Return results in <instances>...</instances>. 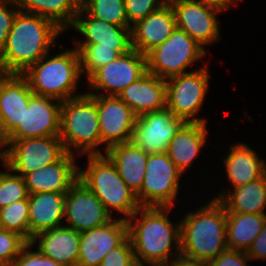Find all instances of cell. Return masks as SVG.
<instances>
[{
	"label": "cell",
	"instance_id": "cell-1",
	"mask_svg": "<svg viewBox=\"0 0 266 266\" xmlns=\"http://www.w3.org/2000/svg\"><path fill=\"white\" fill-rule=\"evenodd\" d=\"M172 210L174 207H140L127 220L138 266H164L181 255L180 220L171 221Z\"/></svg>",
	"mask_w": 266,
	"mask_h": 266
},
{
	"label": "cell",
	"instance_id": "cell-2",
	"mask_svg": "<svg viewBox=\"0 0 266 266\" xmlns=\"http://www.w3.org/2000/svg\"><path fill=\"white\" fill-rule=\"evenodd\" d=\"M62 33L64 31L50 19L19 11L0 53V73H24L44 55L55 50L53 45L60 43L58 37Z\"/></svg>",
	"mask_w": 266,
	"mask_h": 266
},
{
	"label": "cell",
	"instance_id": "cell-3",
	"mask_svg": "<svg viewBox=\"0 0 266 266\" xmlns=\"http://www.w3.org/2000/svg\"><path fill=\"white\" fill-rule=\"evenodd\" d=\"M180 219L181 255L207 262L228 249L226 241V210L223 204L209 197L196 210L182 213Z\"/></svg>",
	"mask_w": 266,
	"mask_h": 266
},
{
	"label": "cell",
	"instance_id": "cell-4",
	"mask_svg": "<svg viewBox=\"0 0 266 266\" xmlns=\"http://www.w3.org/2000/svg\"><path fill=\"white\" fill-rule=\"evenodd\" d=\"M60 47L62 52L53 55L52 51L49 52L22 75L27 79L33 94L52 97L62 102L81 96L85 91L77 92L82 78L78 51L75 48H64L59 43Z\"/></svg>",
	"mask_w": 266,
	"mask_h": 266
},
{
	"label": "cell",
	"instance_id": "cell-5",
	"mask_svg": "<svg viewBox=\"0 0 266 266\" xmlns=\"http://www.w3.org/2000/svg\"><path fill=\"white\" fill-rule=\"evenodd\" d=\"M86 168L79 167V178L103 203L114 218L128 220L141 206L136 194L120 177L115 165L105 154L86 155Z\"/></svg>",
	"mask_w": 266,
	"mask_h": 266
},
{
	"label": "cell",
	"instance_id": "cell-6",
	"mask_svg": "<svg viewBox=\"0 0 266 266\" xmlns=\"http://www.w3.org/2000/svg\"><path fill=\"white\" fill-rule=\"evenodd\" d=\"M59 137L68 153L79 157L104 154L97 103L90 95L61 102Z\"/></svg>",
	"mask_w": 266,
	"mask_h": 266
},
{
	"label": "cell",
	"instance_id": "cell-7",
	"mask_svg": "<svg viewBox=\"0 0 266 266\" xmlns=\"http://www.w3.org/2000/svg\"><path fill=\"white\" fill-rule=\"evenodd\" d=\"M206 55L207 49L187 32L176 27L163 44L146 55L147 72L167 80L191 72L189 68L202 61Z\"/></svg>",
	"mask_w": 266,
	"mask_h": 266
},
{
	"label": "cell",
	"instance_id": "cell-8",
	"mask_svg": "<svg viewBox=\"0 0 266 266\" xmlns=\"http://www.w3.org/2000/svg\"><path fill=\"white\" fill-rule=\"evenodd\" d=\"M203 64L191 72L166 80V108L185 122L208 123L206 117L198 116L202 112L211 81L209 63Z\"/></svg>",
	"mask_w": 266,
	"mask_h": 266
},
{
	"label": "cell",
	"instance_id": "cell-9",
	"mask_svg": "<svg viewBox=\"0 0 266 266\" xmlns=\"http://www.w3.org/2000/svg\"><path fill=\"white\" fill-rule=\"evenodd\" d=\"M1 144L2 163L21 177L56 163L67 153L59 136L3 141Z\"/></svg>",
	"mask_w": 266,
	"mask_h": 266
},
{
	"label": "cell",
	"instance_id": "cell-10",
	"mask_svg": "<svg viewBox=\"0 0 266 266\" xmlns=\"http://www.w3.org/2000/svg\"><path fill=\"white\" fill-rule=\"evenodd\" d=\"M183 173L166 152L149 154L141 191L136 195L141 207H174Z\"/></svg>",
	"mask_w": 266,
	"mask_h": 266
},
{
	"label": "cell",
	"instance_id": "cell-11",
	"mask_svg": "<svg viewBox=\"0 0 266 266\" xmlns=\"http://www.w3.org/2000/svg\"><path fill=\"white\" fill-rule=\"evenodd\" d=\"M147 72L146 56L135 49L97 69L87 80L88 95L118 96Z\"/></svg>",
	"mask_w": 266,
	"mask_h": 266
},
{
	"label": "cell",
	"instance_id": "cell-12",
	"mask_svg": "<svg viewBox=\"0 0 266 266\" xmlns=\"http://www.w3.org/2000/svg\"><path fill=\"white\" fill-rule=\"evenodd\" d=\"M175 14L177 28L187 32L205 49L221 40L219 15L223 11L199 0H168Z\"/></svg>",
	"mask_w": 266,
	"mask_h": 266
},
{
	"label": "cell",
	"instance_id": "cell-13",
	"mask_svg": "<svg viewBox=\"0 0 266 266\" xmlns=\"http://www.w3.org/2000/svg\"><path fill=\"white\" fill-rule=\"evenodd\" d=\"M97 103L100 137L105 152L132 139L137 115L118 96L90 95Z\"/></svg>",
	"mask_w": 266,
	"mask_h": 266
},
{
	"label": "cell",
	"instance_id": "cell-14",
	"mask_svg": "<svg viewBox=\"0 0 266 266\" xmlns=\"http://www.w3.org/2000/svg\"><path fill=\"white\" fill-rule=\"evenodd\" d=\"M61 101L32 94L25 108L23 122L4 140L16 141L60 135Z\"/></svg>",
	"mask_w": 266,
	"mask_h": 266
},
{
	"label": "cell",
	"instance_id": "cell-15",
	"mask_svg": "<svg viewBox=\"0 0 266 266\" xmlns=\"http://www.w3.org/2000/svg\"><path fill=\"white\" fill-rule=\"evenodd\" d=\"M184 123L168 108L144 113L136 118L131 142L148 154L164 153Z\"/></svg>",
	"mask_w": 266,
	"mask_h": 266
},
{
	"label": "cell",
	"instance_id": "cell-16",
	"mask_svg": "<svg viewBox=\"0 0 266 266\" xmlns=\"http://www.w3.org/2000/svg\"><path fill=\"white\" fill-rule=\"evenodd\" d=\"M112 219L101 200L81 181L66 192L65 226L81 233L103 226Z\"/></svg>",
	"mask_w": 266,
	"mask_h": 266
},
{
	"label": "cell",
	"instance_id": "cell-17",
	"mask_svg": "<svg viewBox=\"0 0 266 266\" xmlns=\"http://www.w3.org/2000/svg\"><path fill=\"white\" fill-rule=\"evenodd\" d=\"M132 26H116L92 17L82 6L70 27L74 28L82 39L73 44H100L113 47L120 55L132 50Z\"/></svg>",
	"mask_w": 266,
	"mask_h": 266
},
{
	"label": "cell",
	"instance_id": "cell-18",
	"mask_svg": "<svg viewBox=\"0 0 266 266\" xmlns=\"http://www.w3.org/2000/svg\"><path fill=\"white\" fill-rule=\"evenodd\" d=\"M22 74L0 73V142L2 143L23 122L25 108L32 95Z\"/></svg>",
	"mask_w": 266,
	"mask_h": 266
},
{
	"label": "cell",
	"instance_id": "cell-19",
	"mask_svg": "<svg viewBox=\"0 0 266 266\" xmlns=\"http://www.w3.org/2000/svg\"><path fill=\"white\" fill-rule=\"evenodd\" d=\"M127 237V221L116 216L103 226L81 232L78 266H100L104 257Z\"/></svg>",
	"mask_w": 266,
	"mask_h": 266
},
{
	"label": "cell",
	"instance_id": "cell-20",
	"mask_svg": "<svg viewBox=\"0 0 266 266\" xmlns=\"http://www.w3.org/2000/svg\"><path fill=\"white\" fill-rule=\"evenodd\" d=\"M77 157L67 152L56 163L26 174L23 178L28 193L68 192L79 178V163H77L79 158Z\"/></svg>",
	"mask_w": 266,
	"mask_h": 266
},
{
	"label": "cell",
	"instance_id": "cell-21",
	"mask_svg": "<svg viewBox=\"0 0 266 266\" xmlns=\"http://www.w3.org/2000/svg\"><path fill=\"white\" fill-rule=\"evenodd\" d=\"M175 14L169 1L131 27L132 49L147 55L163 44L176 29Z\"/></svg>",
	"mask_w": 266,
	"mask_h": 266
},
{
	"label": "cell",
	"instance_id": "cell-22",
	"mask_svg": "<svg viewBox=\"0 0 266 266\" xmlns=\"http://www.w3.org/2000/svg\"><path fill=\"white\" fill-rule=\"evenodd\" d=\"M222 156L223 172L229 185L236 188L262 178L266 174V159L245 142L230 144L229 150ZM226 155V156H225ZM231 183V184H230Z\"/></svg>",
	"mask_w": 266,
	"mask_h": 266
},
{
	"label": "cell",
	"instance_id": "cell-23",
	"mask_svg": "<svg viewBox=\"0 0 266 266\" xmlns=\"http://www.w3.org/2000/svg\"><path fill=\"white\" fill-rule=\"evenodd\" d=\"M118 97L137 115L166 108V80L146 72L129 84Z\"/></svg>",
	"mask_w": 266,
	"mask_h": 266
},
{
	"label": "cell",
	"instance_id": "cell-24",
	"mask_svg": "<svg viewBox=\"0 0 266 266\" xmlns=\"http://www.w3.org/2000/svg\"><path fill=\"white\" fill-rule=\"evenodd\" d=\"M207 127V123L185 122L168 145L166 153L183 176L208 143Z\"/></svg>",
	"mask_w": 266,
	"mask_h": 266
},
{
	"label": "cell",
	"instance_id": "cell-25",
	"mask_svg": "<svg viewBox=\"0 0 266 266\" xmlns=\"http://www.w3.org/2000/svg\"><path fill=\"white\" fill-rule=\"evenodd\" d=\"M32 245L63 266H78L80 233L65 225L37 234Z\"/></svg>",
	"mask_w": 266,
	"mask_h": 266
},
{
	"label": "cell",
	"instance_id": "cell-26",
	"mask_svg": "<svg viewBox=\"0 0 266 266\" xmlns=\"http://www.w3.org/2000/svg\"><path fill=\"white\" fill-rule=\"evenodd\" d=\"M65 200L66 193L29 194V242L41 232L64 225Z\"/></svg>",
	"mask_w": 266,
	"mask_h": 266
},
{
	"label": "cell",
	"instance_id": "cell-27",
	"mask_svg": "<svg viewBox=\"0 0 266 266\" xmlns=\"http://www.w3.org/2000/svg\"><path fill=\"white\" fill-rule=\"evenodd\" d=\"M210 197L218 199L226 212L266 215V174L243 186L231 189L223 187V190Z\"/></svg>",
	"mask_w": 266,
	"mask_h": 266
},
{
	"label": "cell",
	"instance_id": "cell-28",
	"mask_svg": "<svg viewBox=\"0 0 266 266\" xmlns=\"http://www.w3.org/2000/svg\"><path fill=\"white\" fill-rule=\"evenodd\" d=\"M105 155L115 165L126 185L137 195L144 181L149 154L129 141L110 147Z\"/></svg>",
	"mask_w": 266,
	"mask_h": 266
},
{
	"label": "cell",
	"instance_id": "cell-29",
	"mask_svg": "<svg viewBox=\"0 0 266 266\" xmlns=\"http://www.w3.org/2000/svg\"><path fill=\"white\" fill-rule=\"evenodd\" d=\"M266 215L226 212V241L231 250L247 251L261 233Z\"/></svg>",
	"mask_w": 266,
	"mask_h": 266
},
{
	"label": "cell",
	"instance_id": "cell-30",
	"mask_svg": "<svg viewBox=\"0 0 266 266\" xmlns=\"http://www.w3.org/2000/svg\"><path fill=\"white\" fill-rule=\"evenodd\" d=\"M15 3L20 11L48 18L66 33L81 7V0H15Z\"/></svg>",
	"mask_w": 266,
	"mask_h": 266
},
{
	"label": "cell",
	"instance_id": "cell-31",
	"mask_svg": "<svg viewBox=\"0 0 266 266\" xmlns=\"http://www.w3.org/2000/svg\"><path fill=\"white\" fill-rule=\"evenodd\" d=\"M80 57L81 74L87 80L97 69L115 60L120 54L113 47L100 44H73Z\"/></svg>",
	"mask_w": 266,
	"mask_h": 266
},
{
	"label": "cell",
	"instance_id": "cell-32",
	"mask_svg": "<svg viewBox=\"0 0 266 266\" xmlns=\"http://www.w3.org/2000/svg\"><path fill=\"white\" fill-rule=\"evenodd\" d=\"M81 6L92 16L116 26H131L124 0H81Z\"/></svg>",
	"mask_w": 266,
	"mask_h": 266
},
{
	"label": "cell",
	"instance_id": "cell-33",
	"mask_svg": "<svg viewBox=\"0 0 266 266\" xmlns=\"http://www.w3.org/2000/svg\"><path fill=\"white\" fill-rule=\"evenodd\" d=\"M0 228L16 232L29 242L28 198L0 209Z\"/></svg>",
	"mask_w": 266,
	"mask_h": 266
},
{
	"label": "cell",
	"instance_id": "cell-34",
	"mask_svg": "<svg viewBox=\"0 0 266 266\" xmlns=\"http://www.w3.org/2000/svg\"><path fill=\"white\" fill-rule=\"evenodd\" d=\"M2 165L5 169L0 170V209L29 196L24 178Z\"/></svg>",
	"mask_w": 266,
	"mask_h": 266
},
{
	"label": "cell",
	"instance_id": "cell-35",
	"mask_svg": "<svg viewBox=\"0 0 266 266\" xmlns=\"http://www.w3.org/2000/svg\"><path fill=\"white\" fill-rule=\"evenodd\" d=\"M27 243L18 233L0 228V263L12 266Z\"/></svg>",
	"mask_w": 266,
	"mask_h": 266
},
{
	"label": "cell",
	"instance_id": "cell-36",
	"mask_svg": "<svg viewBox=\"0 0 266 266\" xmlns=\"http://www.w3.org/2000/svg\"><path fill=\"white\" fill-rule=\"evenodd\" d=\"M168 0H124L128 23L132 26L163 6Z\"/></svg>",
	"mask_w": 266,
	"mask_h": 266
},
{
	"label": "cell",
	"instance_id": "cell-37",
	"mask_svg": "<svg viewBox=\"0 0 266 266\" xmlns=\"http://www.w3.org/2000/svg\"><path fill=\"white\" fill-rule=\"evenodd\" d=\"M100 266H138L130 238L127 237L119 246L112 249L104 257Z\"/></svg>",
	"mask_w": 266,
	"mask_h": 266
},
{
	"label": "cell",
	"instance_id": "cell-38",
	"mask_svg": "<svg viewBox=\"0 0 266 266\" xmlns=\"http://www.w3.org/2000/svg\"><path fill=\"white\" fill-rule=\"evenodd\" d=\"M34 245L28 242L20 251L12 266H63L43 255Z\"/></svg>",
	"mask_w": 266,
	"mask_h": 266
},
{
	"label": "cell",
	"instance_id": "cell-39",
	"mask_svg": "<svg viewBox=\"0 0 266 266\" xmlns=\"http://www.w3.org/2000/svg\"><path fill=\"white\" fill-rule=\"evenodd\" d=\"M19 11L15 0H0V53L5 47L7 36Z\"/></svg>",
	"mask_w": 266,
	"mask_h": 266
},
{
	"label": "cell",
	"instance_id": "cell-40",
	"mask_svg": "<svg viewBox=\"0 0 266 266\" xmlns=\"http://www.w3.org/2000/svg\"><path fill=\"white\" fill-rule=\"evenodd\" d=\"M246 254L252 261H260L266 259V222L261 233L251 243Z\"/></svg>",
	"mask_w": 266,
	"mask_h": 266
},
{
	"label": "cell",
	"instance_id": "cell-41",
	"mask_svg": "<svg viewBox=\"0 0 266 266\" xmlns=\"http://www.w3.org/2000/svg\"><path fill=\"white\" fill-rule=\"evenodd\" d=\"M199 1H201L206 5L217 8L225 13L226 11L230 10L232 6H237L238 2L243 0H199Z\"/></svg>",
	"mask_w": 266,
	"mask_h": 266
},
{
	"label": "cell",
	"instance_id": "cell-42",
	"mask_svg": "<svg viewBox=\"0 0 266 266\" xmlns=\"http://www.w3.org/2000/svg\"><path fill=\"white\" fill-rule=\"evenodd\" d=\"M164 266H205V263L180 255Z\"/></svg>",
	"mask_w": 266,
	"mask_h": 266
},
{
	"label": "cell",
	"instance_id": "cell-43",
	"mask_svg": "<svg viewBox=\"0 0 266 266\" xmlns=\"http://www.w3.org/2000/svg\"><path fill=\"white\" fill-rule=\"evenodd\" d=\"M2 163V144L0 142V164Z\"/></svg>",
	"mask_w": 266,
	"mask_h": 266
},
{
	"label": "cell",
	"instance_id": "cell-44",
	"mask_svg": "<svg viewBox=\"0 0 266 266\" xmlns=\"http://www.w3.org/2000/svg\"><path fill=\"white\" fill-rule=\"evenodd\" d=\"M0 266H8V265H6V264H3V263H0Z\"/></svg>",
	"mask_w": 266,
	"mask_h": 266
}]
</instances>
